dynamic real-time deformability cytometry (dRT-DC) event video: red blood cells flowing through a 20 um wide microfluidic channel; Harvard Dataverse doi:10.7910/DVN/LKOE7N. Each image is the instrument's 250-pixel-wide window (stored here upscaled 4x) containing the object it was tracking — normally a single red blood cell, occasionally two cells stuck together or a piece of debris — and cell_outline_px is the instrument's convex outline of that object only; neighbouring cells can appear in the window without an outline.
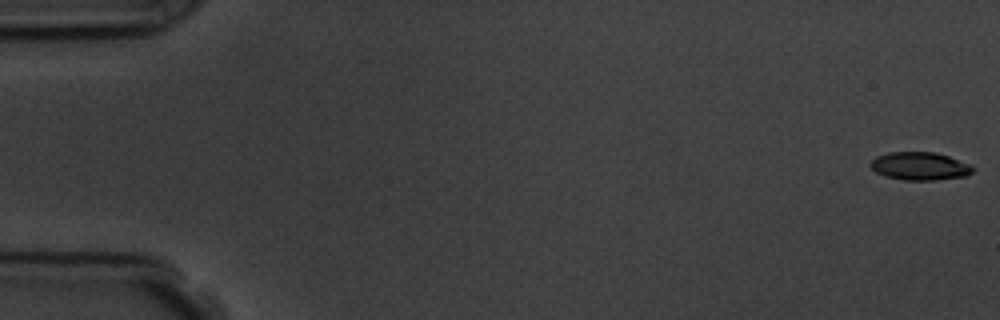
{"species": "common noctule bat (a hibernating species)", "species_latin": "Nyctalus noctula", "temperature_condition": "room temperature", "stored_images_in_passage": 6, "camera_frame_rate_fps": 3000, "um_per_image_px": 0.085, "animal": {"sex": "male", "body_mass_g": 19.5, "forearm_length_mm": 54.6}, "frame": {"image": 1, "passage_image": 1, "time_ms": 0.0, "image_size_px": [1000, 320], "cell_outline_px": [[976, 168], [968, 176], [936, 180], [904, 180], [884, 176], [876, 172], [868, 164], [876, 156], [888, 152], [936, 152], [972, 164]], "centroid_in_image_um": [78.22, 14.12], "position_along_channel_um": 6.8, "area_um2": 16.99}}
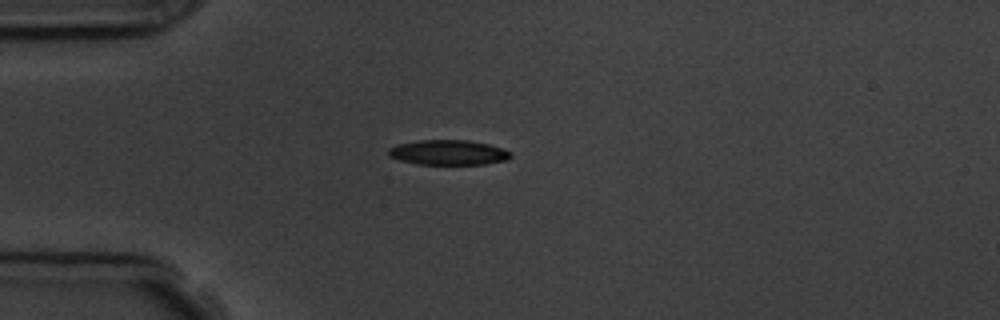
{"frame": {"image": 2, "passage_image": 5, "time_ms": 4.667, "image_size_px": [1000, 320], "cell_outline_px": [[512, 156], [508, 160], [484, 164], [420, 164], [400, 160], [388, 156], [388, 148], [400, 144], [420, 140], [468, 140], [488, 144], [512, 152]], "centroid_in_image_um": [38.13, 12.96], "position_along_channel_um": 46.9, "area_um2": 17.69}}